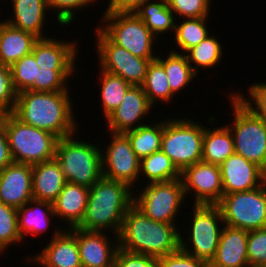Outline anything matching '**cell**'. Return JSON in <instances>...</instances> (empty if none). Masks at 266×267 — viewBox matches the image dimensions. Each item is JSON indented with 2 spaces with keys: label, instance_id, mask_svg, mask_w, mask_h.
I'll use <instances>...</instances> for the list:
<instances>
[{
  "label": "cell",
  "instance_id": "2",
  "mask_svg": "<svg viewBox=\"0 0 266 267\" xmlns=\"http://www.w3.org/2000/svg\"><path fill=\"white\" fill-rule=\"evenodd\" d=\"M177 230L176 224L152 220L133 204L123 218L119 248L159 258L180 248Z\"/></svg>",
  "mask_w": 266,
  "mask_h": 267
},
{
  "label": "cell",
  "instance_id": "21",
  "mask_svg": "<svg viewBox=\"0 0 266 267\" xmlns=\"http://www.w3.org/2000/svg\"><path fill=\"white\" fill-rule=\"evenodd\" d=\"M248 231L224 225L209 267H250L247 255Z\"/></svg>",
  "mask_w": 266,
  "mask_h": 267
},
{
  "label": "cell",
  "instance_id": "4",
  "mask_svg": "<svg viewBox=\"0 0 266 267\" xmlns=\"http://www.w3.org/2000/svg\"><path fill=\"white\" fill-rule=\"evenodd\" d=\"M75 134L57 142L55 159L59 162L66 182L91 188L102 177V149L74 138Z\"/></svg>",
  "mask_w": 266,
  "mask_h": 267
},
{
  "label": "cell",
  "instance_id": "35",
  "mask_svg": "<svg viewBox=\"0 0 266 267\" xmlns=\"http://www.w3.org/2000/svg\"><path fill=\"white\" fill-rule=\"evenodd\" d=\"M207 17L182 19L180 25L175 23V42L181 51L186 53L200 44L210 34L207 29Z\"/></svg>",
  "mask_w": 266,
  "mask_h": 267
},
{
  "label": "cell",
  "instance_id": "11",
  "mask_svg": "<svg viewBox=\"0 0 266 267\" xmlns=\"http://www.w3.org/2000/svg\"><path fill=\"white\" fill-rule=\"evenodd\" d=\"M146 185L133 196V204L152 220L175 224L174 219L186 198L181 179Z\"/></svg>",
  "mask_w": 266,
  "mask_h": 267
},
{
  "label": "cell",
  "instance_id": "38",
  "mask_svg": "<svg viewBox=\"0 0 266 267\" xmlns=\"http://www.w3.org/2000/svg\"><path fill=\"white\" fill-rule=\"evenodd\" d=\"M23 239L18 231L17 209L0 202V254Z\"/></svg>",
  "mask_w": 266,
  "mask_h": 267
},
{
  "label": "cell",
  "instance_id": "44",
  "mask_svg": "<svg viewBox=\"0 0 266 267\" xmlns=\"http://www.w3.org/2000/svg\"><path fill=\"white\" fill-rule=\"evenodd\" d=\"M114 267H159L158 258L146 254L132 253L119 248Z\"/></svg>",
  "mask_w": 266,
  "mask_h": 267
},
{
  "label": "cell",
  "instance_id": "14",
  "mask_svg": "<svg viewBox=\"0 0 266 267\" xmlns=\"http://www.w3.org/2000/svg\"><path fill=\"white\" fill-rule=\"evenodd\" d=\"M180 179L186 197L193 191L194 204L217 205L224 195L220 165L199 161L185 167Z\"/></svg>",
  "mask_w": 266,
  "mask_h": 267
},
{
  "label": "cell",
  "instance_id": "9",
  "mask_svg": "<svg viewBox=\"0 0 266 267\" xmlns=\"http://www.w3.org/2000/svg\"><path fill=\"white\" fill-rule=\"evenodd\" d=\"M192 213L191 233L186 234H190L187 241L181 233L180 249L209 264L216 254L221 228L225 225L222 212L218 205L194 204Z\"/></svg>",
  "mask_w": 266,
  "mask_h": 267
},
{
  "label": "cell",
  "instance_id": "40",
  "mask_svg": "<svg viewBox=\"0 0 266 267\" xmlns=\"http://www.w3.org/2000/svg\"><path fill=\"white\" fill-rule=\"evenodd\" d=\"M211 0H167L169 8L184 19L208 17Z\"/></svg>",
  "mask_w": 266,
  "mask_h": 267
},
{
  "label": "cell",
  "instance_id": "7",
  "mask_svg": "<svg viewBox=\"0 0 266 267\" xmlns=\"http://www.w3.org/2000/svg\"><path fill=\"white\" fill-rule=\"evenodd\" d=\"M193 120L191 118L164 120L161 150L180 171L202 161L205 125Z\"/></svg>",
  "mask_w": 266,
  "mask_h": 267
},
{
  "label": "cell",
  "instance_id": "42",
  "mask_svg": "<svg viewBox=\"0 0 266 267\" xmlns=\"http://www.w3.org/2000/svg\"><path fill=\"white\" fill-rule=\"evenodd\" d=\"M90 0H47L49 10H53L57 15V22L60 26H66L74 22L76 10L84 8L90 4ZM55 9V10H54Z\"/></svg>",
  "mask_w": 266,
  "mask_h": 267
},
{
  "label": "cell",
  "instance_id": "46",
  "mask_svg": "<svg viewBox=\"0 0 266 267\" xmlns=\"http://www.w3.org/2000/svg\"><path fill=\"white\" fill-rule=\"evenodd\" d=\"M4 126V114L0 115V171L13 163Z\"/></svg>",
  "mask_w": 266,
  "mask_h": 267
},
{
  "label": "cell",
  "instance_id": "25",
  "mask_svg": "<svg viewBox=\"0 0 266 267\" xmlns=\"http://www.w3.org/2000/svg\"><path fill=\"white\" fill-rule=\"evenodd\" d=\"M38 40L31 33L17 29L6 21L0 22V63L11 67L20 58L32 52Z\"/></svg>",
  "mask_w": 266,
  "mask_h": 267
},
{
  "label": "cell",
  "instance_id": "23",
  "mask_svg": "<svg viewBox=\"0 0 266 267\" xmlns=\"http://www.w3.org/2000/svg\"><path fill=\"white\" fill-rule=\"evenodd\" d=\"M65 183L61 166L55 158L32 166L33 199L53 203Z\"/></svg>",
  "mask_w": 266,
  "mask_h": 267
},
{
  "label": "cell",
  "instance_id": "10",
  "mask_svg": "<svg viewBox=\"0 0 266 267\" xmlns=\"http://www.w3.org/2000/svg\"><path fill=\"white\" fill-rule=\"evenodd\" d=\"M217 205L227 226L247 231L266 228V182L249 191L224 194Z\"/></svg>",
  "mask_w": 266,
  "mask_h": 267
},
{
  "label": "cell",
  "instance_id": "34",
  "mask_svg": "<svg viewBox=\"0 0 266 267\" xmlns=\"http://www.w3.org/2000/svg\"><path fill=\"white\" fill-rule=\"evenodd\" d=\"M218 42L217 38L213 35H209L200 44L192 47L185 54L188 58L189 64L193 71L197 74L199 71L198 67L211 68L219 64L221 58H223V47ZM193 64L196 66H193Z\"/></svg>",
  "mask_w": 266,
  "mask_h": 267
},
{
  "label": "cell",
  "instance_id": "17",
  "mask_svg": "<svg viewBox=\"0 0 266 267\" xmlns=\"http://www.w3.org/2000/svg\"><path fill=\"white\" fill-rule=\"evenodd\" d=\"M224 194L249 191L266 182V172L254 162L233 153L220 164Z\"/></svg>",
  "mask_w": 266,
  "mask_h": 267
},
{
  "label": "cell",
  "instance_id": "48",
  "mask_svg": "<svg viewBox=\"0 0 266 267\" xmlns=\"http://www.w3.org/2000/svg\"><path fill=\"white\" fill-rule=\"evenodd\" d=\"M97 2V0H90L91 4H93L94 2ZM109 1V5L107 6V9L114 3L115 0H108Z\"/></svg>",
  "mask_w": 266,
  "mask_h": 267
},
{
  "label": "cell",
  "instance_id": "32",
  "mask_svg": "<svg viewBox=\"0 0 266 267\" xmlns=\"http://www.w3.org/2000/svg\"><path fill=\"white\" fill-rule=\"evenodd\" d=\"M141 86L152 106L157 101L171 102L170 100L175 95L168 84L165 69L157 59L149 63L144 83Z\"/></svg>",
  "mask_w": 266,
  "mask_h": 267
},
{
  "label": "cell",
  "instance_id": "8",
  "mask_svg": "<svg viewBox=\"0 0 266 267\" xmlns=\"http://www.w3.org/2000/svg\"><path fill=\"white\" fill-rule=\"evenodd\" d=\"M105 25L98 28L115 44L128 50L131 54L153 61V44L155 35L133 12H105ZM155 41V42H154Z\"/></svg>",
  "mask_w": 266,
  "mask_h": 267
},
{
  "label": "cell",
  "instance_id": "22",
  "mask_svg": "<svg viewBox=\"0 0 266 267\" xmlns=\"http://www.w3.org/2000/svg\"><path fill=\"white\" fill-rule=\"evenodd\" d=\"M90 188L66 182L52 203L57 219L66 220L67 229L77 227L86 211Z\"/></svg>",
  "mask_w": 266,
  "mask_h": 267
},
{
  "label": "cell",
  "instance_id": "27",
  "mask_svg": "<svg viewBox=\"0 0 266 267\" xmlns=\"http://www.w3.org/2000/svg\"><path fill=\"white\" fill-rule=\"evenodd\" d=\"M234 153V143L228 124L204 129L202 161L220 165Z\"/></svg>",
  "mask_w": 266,
  "mask_h": 267
},
{
  "label": "cell",
  "instance_id": "15",
  "mask_svg": "<svg viewBox=\"0 0 266 267\" xmlns=\"http://www.w3.org/2000/svg\"><path fill=\"white\" fill-rule=\"evenodd\" d=\"M69 230L77 238L82 267H114L115 255L119 249L118 236L112 243L106 231H87L77 227Z\"/></svg>",
  "mask_w": 266,
  "mask_h": 267
},
{
  "label": "cell",
  "instance_id": "36",
  "mask_svg": "<svg viewBox=\"0 0 266 267\" xmlns=\"http://www.w3.org/2000/svg\"><path fill=\"white\" fill-rule=\"evenodd\" d=\"M10 68L12 84L17 94L28 90L34 84L40 69L32 52L20 58Z\"/></svg>",
  "mask_w": 266,
  "mask_h": 267
},
{
  "label": "cell",
  "instance_id": "6",
  "mask_svg": "<svg viewBox=\"0 0 266 267\" xmlns=\"http://www.w3.org/2000/svg\"><path fill=\"white\" fill-rule=\"evenodd\" d=\"M229 98L234 119L228 128L233 137L234 152L266 172V121L256 116L234 93Z\"/></svg>",
  "mask_w": 266,
  "mask_h": 267
},
{
  "label": "cell",
  "instance_id": "45",
  "mask_svg": "<svg viewBox=\"0 0 266 267\" xmlns=\"http://www.w3.org/2000/svg\"><path fill=\"white\" fill-rule=\"evenodd\" d=\"M158 261L159 267H209L206 261L187 254L180 248L174 253L159 257Z\"/></svg>",
  "mask_w": 266,
  "mask_h": 267
},
{
  "label": "cell",
  "instance_id": "28",
  "mask_svg": "<svg viewBox=\"0 0 266 267\" xmlns=\"http://www.w3.org/2000/svg\"><path fill=\"white\" fill-rule=\"evenodd\" d=\"M153 1L152 3L151 1L145 2L133 13L144 22L155 37L168 32L169 29L170 32L175 31L176 17L174 16V12L169 8L167 0Z\"/></svg>",
  "mask_w": 266,
  "mask_h": 267
},
{
  "label": "cell",
  "instance_id": "13",
  "mask_svg": "<svg viewBox=\"0 0 266 267\" xmlns=\"http://www.w3.org/2000/svg\"><path fill=\"white\" fill-rule=\"evenodd\" d=\"M106 150H102V176L127 184L130 188L140 178V162L124 133H112ZM105 155V156H104ZM139 177V178H138ZM138 178V179H137Z\"/></svg>",
  "mask_w": 266,
  "mask_h": 267
},
{
  "label": "cell",
  "instance_id": "26",
  "mask_svg": "<svg viewBox=\"0 0 266 267\" xmlns=\"http://www.w3.org/2000/svg\"><path fill=\"white\" fill-rule=\"evenodd\" d=\"M33 205V206H32ZM56 216L53 204L47 201L32 199L27 204L17 209L18 231L24 235L38 236L49 228L51 217Z\"/></svg>",
  "mask_w": 266,
  "mask_h": 267
},
{
  "label": "cell",
  "instance_id": "24",
  "mask_svg": "<svg viewBox=\"0 0 266 267\" xmlns=\"http://www.w3.org/2000/svg\"><path fill=\"white\" fill-rule=\"evenodd\" d=\"M13 18L4 20L11 26L28 32L38 39L47 38L42 32L46 11H49L47 0H12Z\"/></svg>",
  "mask_w": 266,
  "mask_h": 267
},
{
  "label": "cell",
  "instance_id": "39",
  "mask_svg": "<svg viewBox=\"0 0 266 267\" xmlns=\"http://www.w3.org/2000/svg\"><path fill=\"white\" fill-rule=\"evenodd\" d=\"M247 255L250 267H266V228L248 231Z\"/></svg>",
  "mask_w": 266,
  "mask_h": 267
},
{
  "label": "cell",
  "instance_id": "41",
  "mask_svg": "<svg viewBox=\"0 0 266 267\" xmlns=\"http://www.w3.org/2000/svg\"><path fill=\"white\" fill-rule=\"evenodd\" d=\"M17 93L12 84V73L9 66L0 63V115L13 113Z\"/></svg>",
  "mask_w": 266,
  "mask_h": 267
},
{
  "label": "cell",
  "instance_id": "29",
  "mask_svg": "<svg viewBox=\"0 0 266 267\" xmlns=\"http://www.w3.org/2000/svg\"><path fill=\"white\" fill-rule=\"evenodd\" d=\"M153 124H144L124 133L130 141L131 148L140 160L161 150L164 121Z\"/></svg>",
  "mask_w": 266,
  "mask_h": 267
},
{
  "label": "cell",
  "instance_id": "30",
  "mask_svg": "<svg viewBox=\"0 0 266 267\" xmlns=\"http://www.w3.org/2000/svg\"><path fill=\"white\" fill-rule=\"evenodd\" d=\"M156 59L163 65L168 84L174 94L188 87L190 81L197 75L189 64L186 54L179 51L171 50L165 59L158 55Z\"/></svg>",
  "mask_w": 266,
  "mask_h": 267
},
{
  "label": "cell",
  "instance_id": "19",
  "mask_svg": "<svg viewBox=\"0 0 266 267\" xmlns=\"http://www.w3.org/2000/svg\"><path fill=\"white\" fill-rule=\"evenodd\" d=\"M56 228L49 244L28 261L42 267H82L76 236L69 229Z\"/></svg>",
  "mask_w": 266,
  "mask_h": 267
},
{
  "label": "cell",
  "instance_id": "1",
  "mask_svg": "<svg viewBox=\"0 0 266 267\" xmlns=\"http://www.w3.org/2000/svg\"><path fill=\"white\" fill-rule=\"evenodd\" d=\"M69 91L25 90L17 94L13 114L25 124L48 131L59 139L77 131Z\"/></svg>",
  "mask_w": 266,
  "mask_h": 267
},
{
  "label": "cell",
  "instance_id": "12",
  "mask_svg": "<svg viewBox=\"0 0 266 267\" xmlns=\"http://www.w3.org/2000/svg\"><path fill=\"white\" fill-rule=\"evenodd\" d=\"M96 30L97 43L95 45L100 70L118 75L131 85L141 86L151 61L131 54L128 50L113 43L98 27Z\"/></svg>",
  "mask_w": 266,
  "mask_h": 267
},
{
  "label": "cell",
  "instance_id": "47",
  "mask_svg": "<svg viewBox=\"0 0 266 267\" xmlns=\"http://www.w3.org/2000/svg\"><path fill=\"white\" fill-rule=\"evenodd\" d=\"M150 0H115L105 12H134Z\"/></svg>",
  "mask_w": 266,
  "mask_h": 267
},
{
  "label": "cell",
  "instance_id": "5",
  "mask_svg": "<svg viewBox=\"0 0 266 267\" xmlns=\"http://www.w3.org/2000/svg\"><path fill=\"white\" fill-rule=\"evenodd\" d=\"M4 126L15 163L36 165L55 158L59 138L23 123L13 113L4 114Z\"/></svg>",
  "mask_w": 266,
  "mask_h": 267
},
{
  "label": "cell",
  "instance_id": "20",
  "mask_svg": "<svg viewBox=\"0 0 266 267\" xmlns=\"http://www.w3.org/2000/svg\"><path fill=\"white\" fill-rule=\"evenodd\" d=\"M61 40L47 37L34 43L32 53L39 68L75 70V61L79 54L77 44Z\"/></svg>",
  "mask_w": 266,
  "mask_h": 267
},
{
  "label": "cell",
  "instance_id": "33",
  "mask_svg": "<svg viewBox=\"0 0 266 267\" xmlns=\"http://www.w3.org/2000/svg\"><path fill=\"white\" fill-rule=\"evenodd\" d=\"M101 105L105 119L121 104L126 91L132 86L120 76L100 70Z\"/></svg>",
  "mask_w": 266,
  "mask_h": 267
},
{
  "label": "cell",
  "instance_id": "16",
  "mask_svg": "<svg viewBox=\"0 0 266 267\" xmlns=\"http://www.w3.org/2000/svg\"><path fill=\"white\" fill-rule=\"evenodd\" d=\"M151 108L153 106L150 104L142 86L132 85L126 91L121 104L105 119L108 131L126 133L144 125L143 122L140 124V119L146 117L147 114L149 115Z\"/></svg>",
  "mask_w": 266,
  "mask_h": 267
},
{
  "label": "cell",
  "instance_id": "43",
  "mask_svg": "<svg viewBox=\"0 0 266 267\" xmlns=\"http://www.w3.org/2000/svg\"><path fill=\"white\" fill-rule=\"evenodd\" d=\"M248 91L251 100L248 98L246 99L240 92L237 94L232 91V93H234L256 116L266 121V83L255 82L249 86Z\"/></svg>",
  "mask_w": 266,
  "mask_h": 267
},
{
  "label": "cell",
  "instance_id": "18",
  "mask_svg": "<svg viewBox=\"0 0 266 267\" xmlns=\"http://www.w3.org/2000/svg\"><path fill=\"white\" fill-rule=\"evenodd\" d=\"M32 199V165L13 162L0 171L1 203L18 209Z\"/></svg>",
  "mask_w": 266,
  "mask_h": 267
},
{
  "label": "cell",
  "instance_id": "31",
  "mask_svg": "<svg viewBox=\"0 0 266 267\" xmlns=\"http://www.w3.org/2000/svg\"><path fill=\"white\" fill-rule=\"evenodd\" d=\"M140 173L149 180L148 183L167 182L181 177V171L162 150L141 159Z\"/></svg>",
  "mask_w": 266,
  "mask_h": 267
},
{
  "label": "cell",
  "instance_id": "37",
  "mask_svg": "<svg viewBox=\"0 0 266 267\" xmlns=\"http://www.w3.org/2000/svg\"><path fill=\"white\" fill-rule=\"evenodd\" d=\"M75 70H50L40 68L37 80L28 89L29 91L59 92L69 91L67 80L74 74Z\"/></svg>",
  "mask_w": 266,
  "mask_h": 267
},
{
  "label": "cell",
  "instance_id": "3",
  "mask_svg": "<svg viewBox=\"0 0 266 267\" xmlns=\"http://www.w3.org/2000/svg\"><path fill=\"white\" fill-rule=\"evenodd\" d=\"M134 192L119 181L103 176L90 188L85 215L77 228L87 231H114L118 236L123 218L133 205Z\"/></svg>",
  "mask_w": 266,
  "mask_h": 267
}]
</instances>
